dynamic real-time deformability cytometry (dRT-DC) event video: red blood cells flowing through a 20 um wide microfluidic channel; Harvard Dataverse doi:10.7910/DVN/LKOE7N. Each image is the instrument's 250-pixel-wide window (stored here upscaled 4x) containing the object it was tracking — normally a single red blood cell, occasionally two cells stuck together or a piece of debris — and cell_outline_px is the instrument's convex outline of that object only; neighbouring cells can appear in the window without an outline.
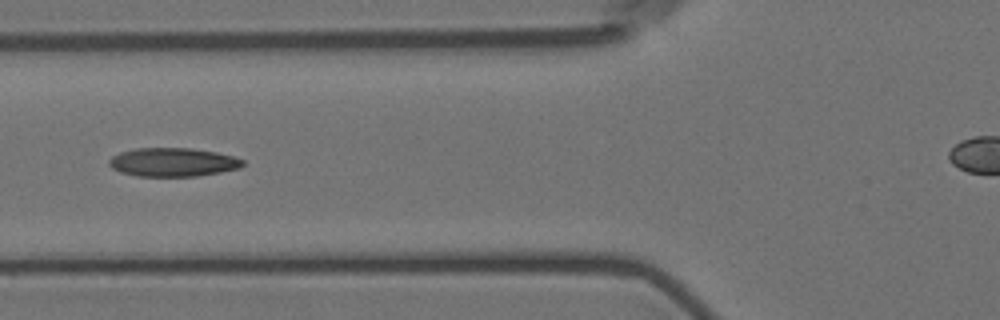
{"species": "Egyptian fruit bat (a non-hibernating species)", "species_latin": "Rousettus aegyptiacus", "temperature_condition": "room temperature", "stored_images_in_passage": 10, "segment_of_instrument_passage": [1, 2], "camera_frame_rate_fps": 3000, "um_per_image_px": 0.085, "animal": {"sex": "female"}, "frame": {"image": 1, "passage_image": 6, "time_ms": 6.0, "image_size_px": [1000, 320], "cell_outline_px": [[244, 164], [240, 168], [220, 172], [196, 176], [136, 176], [120, 172], [112, 168], [108, 164], [108, 160], [112, 156], [120, 152], [136, 148], [192, 148], [216, 152], [232, 156], [244, 160]], "centroid_in_image_um": [14.68, 13.78], "position_along_channel_um": 111.1, "area_um2": 22.37}}
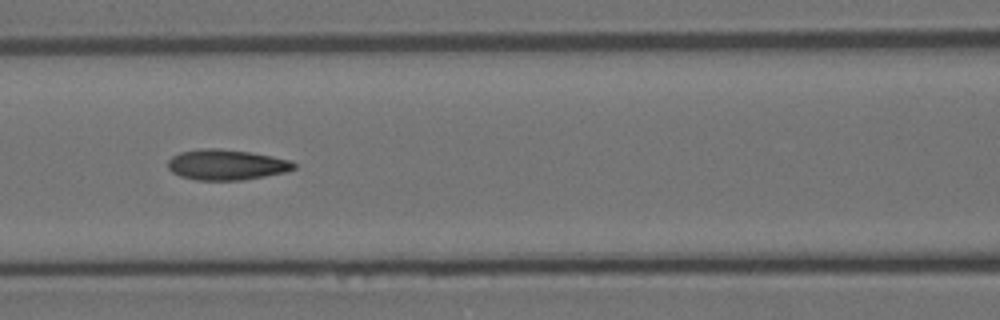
{"frame": {"image": 2, "passage_image": 7, "time_ms": 7.0, "image_size_px": [1000, 320], "cell_outline_px": [[296, 168], [288, 172], [244, 180], [196, 180], [180, 176], [172, 172], [168, 168], [168, 160], [172, 156], [180, 152], [200, 148], [220, 148], [248, 152], [272, 156], [288, 160], [296, 164]], "centroid_in_image_um": [19.24, 14.0], "position_along_channel_um": 147.4, "area_um2": 22.54}}
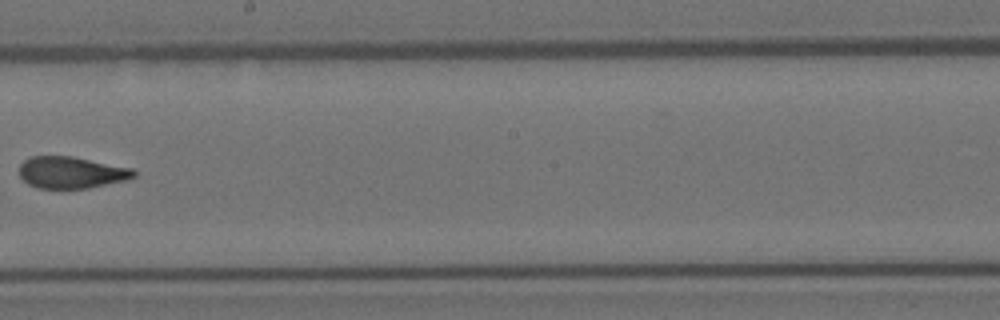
{"frame": {"image": 3, "passage_image": 9, "time_ms": 9.667, "image_size_px": [1000, 320], "cell_outline_px": [[136, 176], [124, 180], [88, 188], [36, 188], [28, 184], [20, 176], [20, 164], [24, 160], [32, 156], [72, 156], [132, 168], [136, 172]], "centroid_in_image_um": [6.04, 14.65], "position_along_channel_um": 242.2, "area_um2": 21.04}}